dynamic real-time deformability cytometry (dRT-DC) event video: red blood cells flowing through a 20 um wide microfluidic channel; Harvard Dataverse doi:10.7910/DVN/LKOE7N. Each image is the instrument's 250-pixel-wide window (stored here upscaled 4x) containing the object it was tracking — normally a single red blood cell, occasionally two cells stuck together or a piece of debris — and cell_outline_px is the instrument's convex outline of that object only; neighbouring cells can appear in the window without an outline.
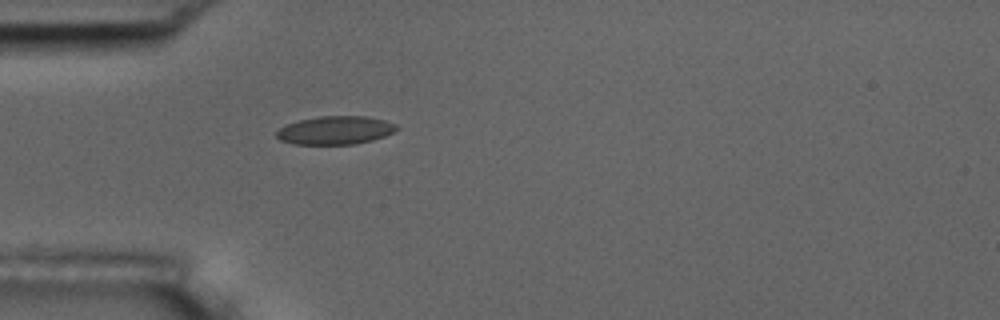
{"species": "common noctule bat (a hibernating species)", "species_latin": "Nyctalus noctula", "temperature_condition": "room temperature", "stored_images_in_passage": 1, "camera_frame_rate_fps": 3000, "um_per_image_px": 0.085, "animal": {"sex": "male", "body_mass_g": 17.5, "forearm_length_mm": 52.3}, "frame": {"image": 1, "passage_image": 1, "time_ms": 0.0, "image_size_px": [1000, 320], "cell_outline_px": [[400, 128], [384, 136], [372, 140], [352, 144], [292, 144], [280, 140], [276, 136], [276, 132], [280, 128], [288, 124], [300, 120], [320, 116], [364, 116], [384, 120], [396, 124]], "centroid_in_image_um": [28.5, 11.07], "position_along_channel_um": 56.5, "area_um2": 19.65}}